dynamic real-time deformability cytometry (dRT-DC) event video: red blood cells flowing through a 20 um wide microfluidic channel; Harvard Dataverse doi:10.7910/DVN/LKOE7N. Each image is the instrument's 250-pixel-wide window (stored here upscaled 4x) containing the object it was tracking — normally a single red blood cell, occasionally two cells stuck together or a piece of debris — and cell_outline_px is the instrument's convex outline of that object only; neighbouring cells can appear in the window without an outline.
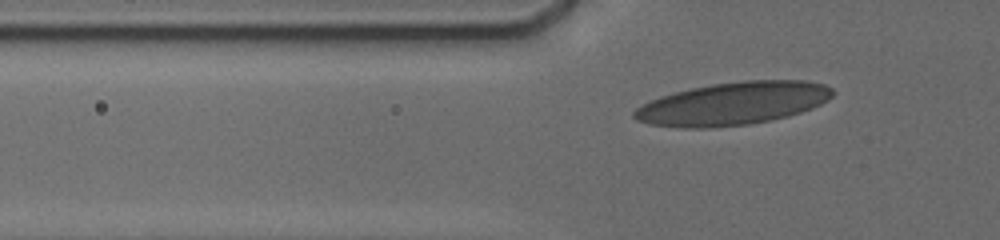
{"species": "human", "species_latin": "Homo sapiens", "temperature_condition": "cold", "stored_images_in_passage": 24, "camera_frame_rate_fps": 3000, "um_per_image_px": 0.085, "donor": {"sex": "male"}, "frame": {"image": 1, "passage_image": 10, "time_ms": 3.0, "image_size_px": [1000, 240], "cell_outline_px": [[832, 96], [828, 100], [820, 104], [800, 112], [788, 116], [748, 124], [704, 128], [684, 128], [652, 124], [636, 120], [632, 116], [632, 112], [636, 108], [660, 96], [692, 88], [712, 84], [744, 80], [808, 80], [824, 84], [832, 88]], "centroid_in_image_um": [62.31, 8.79], "position_along_channel_um": 63.5, "area_um2": 49.13}}
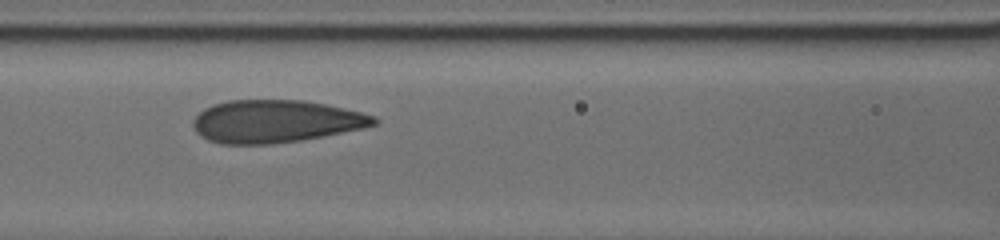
{"frame": {"image": 2, "passage_image": 17, "time_ms": 5.333, "image_size_px": [1000, 240], "cell_outline_px": [[380, 120], [376, 124], [364, 128], [324, 136], [300, 140], [272, 144], [220, 144], [208, 140], [200, 136], [196, 132], [192, 124], [192, 120], [204, 108], [212, 104], [228, 100], [304, 100], [324, 104], [360, 112], [376, 116]], "centroid_in_image_um": [23.4, 10.32], "position_along_channel_um": 143.2, "area_um2": 45.08}}
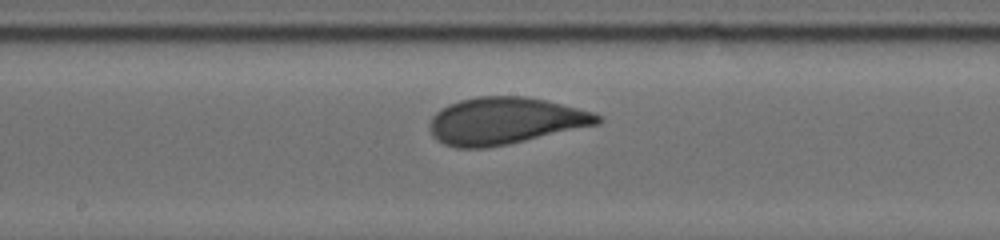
{"frame": {"image": 3, "passage_image": 22, "time_ms": 7.0, "image_size_px": [1000, 240], "cell_outline_px": [[604, 120], [600, 124], [524, 140], [484, 148], [456, 148], [444, 144], [432, 136], [428, 128], [428, 124], [432, 116], [440, 108], [448, 104], [460, 100], [476, 96], [524, 96], [544, 100], [592, 112], [600, 116]], "centroid_in_image_um": [42.87, 10.27], "position_along_channel_um": 205.3, "area_um2": 45.72}}